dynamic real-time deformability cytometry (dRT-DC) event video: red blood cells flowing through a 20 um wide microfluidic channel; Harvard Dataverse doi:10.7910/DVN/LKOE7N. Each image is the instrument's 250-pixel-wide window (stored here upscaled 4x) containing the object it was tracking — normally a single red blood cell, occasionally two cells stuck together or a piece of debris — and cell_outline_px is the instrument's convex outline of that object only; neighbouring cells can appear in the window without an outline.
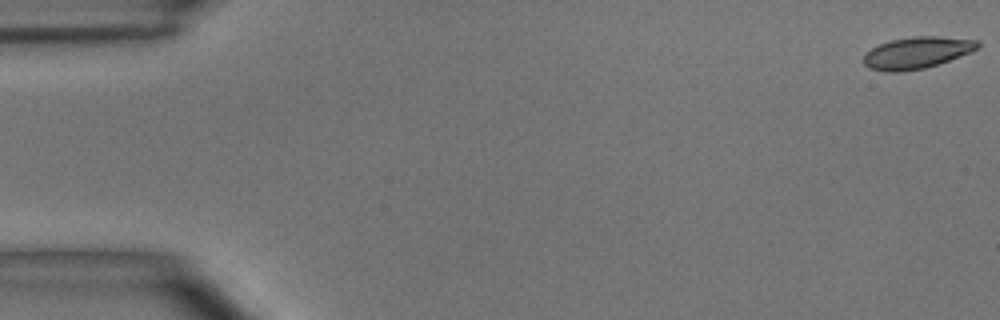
{"species": "common noctule bat (a hibernating species)", "species_latin": "Nyctalus noctula", "temperature_condition": "room temperature", "stored_images_in_passage": 10, "camera_frame_rate_fps": 3000, "um_per_image_px": 0.085, "animal": {"sex": "male", "body_mass_g": 15.6}, "frame": {"image": 1, "passage_image": 1, "time_ms": 0.0, "image_size_px": [1000, 320], "cell_outline_px": [[980, 48], [948, 60], [924, 68], [900, 72], [888, 72], [872, 68], [864, 64], [864, 56], [872, 48], [880, 44], [892, 40], [912, 36], [940, 36], [976, 40], [980, 44]], "centroid_in_image_um": [77.95, 4.47], "position_along_channel_um": 7.0, "area_um2": 20.69}}